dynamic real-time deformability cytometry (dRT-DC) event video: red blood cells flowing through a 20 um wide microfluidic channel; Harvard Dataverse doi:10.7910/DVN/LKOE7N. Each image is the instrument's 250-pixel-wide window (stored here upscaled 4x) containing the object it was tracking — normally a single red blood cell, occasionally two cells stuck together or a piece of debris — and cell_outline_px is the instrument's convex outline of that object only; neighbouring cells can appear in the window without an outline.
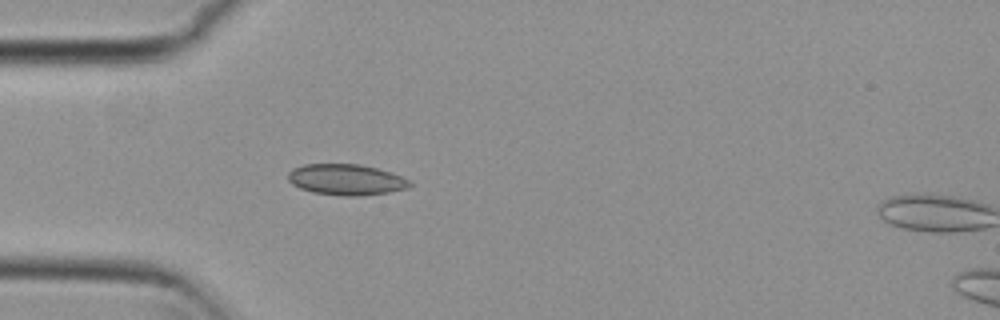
{"species": "common noctule bat (a hibernating species)", "species_latin": "Nyctalus noctula", "temperature_condition": "cold", "stored_images_in_passage": 2, "camera_frame_rate_fps": 3000, "um_per_image_px": 0.085, "animal": {"sex": "female", "body_mass_g": 29.2, "forearm_length_mm": 56.3}, "frame": {"image": 1, "passage_image": 1, "time_ms": 0.0, "image_size_px": [1000, 320], "cell_outline_px": [[412, 184], [408, 188], [388, 192], [360, 196], [344, 196], [312, 192], [300, 188], [292, 184], [288, 180], [288, 172], [292, 168], [304, 164], [360, 164], [392, 172], [408, 180]], "centroid_in_image_um": [29.4, 15.26], "position_along_channel_um": 55.6, "area_um2": 21.96}}